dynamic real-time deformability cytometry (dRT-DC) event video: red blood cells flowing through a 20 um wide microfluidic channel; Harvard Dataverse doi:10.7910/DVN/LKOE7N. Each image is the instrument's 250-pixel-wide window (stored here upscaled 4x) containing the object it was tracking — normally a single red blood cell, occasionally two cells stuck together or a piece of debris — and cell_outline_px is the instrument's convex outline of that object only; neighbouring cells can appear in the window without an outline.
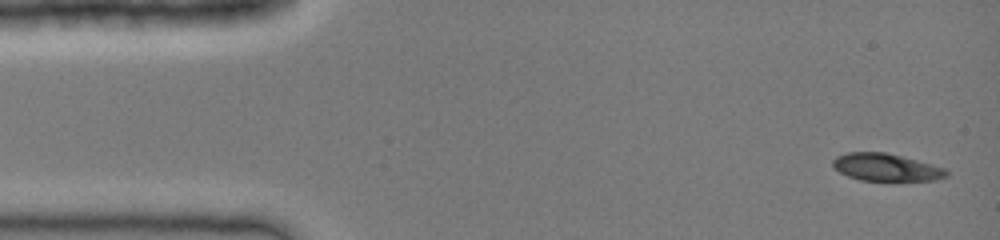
{"species": "common noctule bat (a hibernating species)", "species_latin": "Nyctalus noctula", "temperature_condition": "cold", "stored_images_in_passage": 40, "camera_frame_rate_fps": 3000, "um_per_image_px": 0.085, "animal": {"sex": "female", "body_mass_g": 19.0, "forearm_length_mm": 51.5}, "frame": {"image": 1, "passage_image": 1, "time_ms": 0.0, "image_size_px": [1000, 240], "cell_outline_px": [[948, 176], [936, 180], [860, 180], [848, 176], [832, 168], [832, 160], [836, 156], [848, 152], [884, 152], [948, 168]], "centroid_in_image_um": [75.31, 14.22], "position_along_channel_um": 9.7, "area_um2": 18.15}}
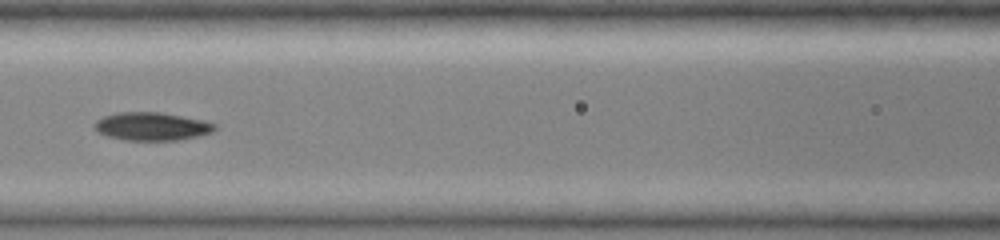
{"frame": {"image": 2, "passage_image": 17, "time_ms": 5.333, "image_size_px": [1000, 240], "cell_outline_px": [[216, 128], [212, 132], [200, 136], [180, 140], [124, 140], [108, 136], [96, 132], [92, 128], [92, 124], [96, 120], [104, 116], [116, 112], [160, 112], [204, 120], [216, 124]], "centroid_in_image_um": [12.87, 10.74], "position_along_channel_um": 153.7, "area_um2": 20.0}}
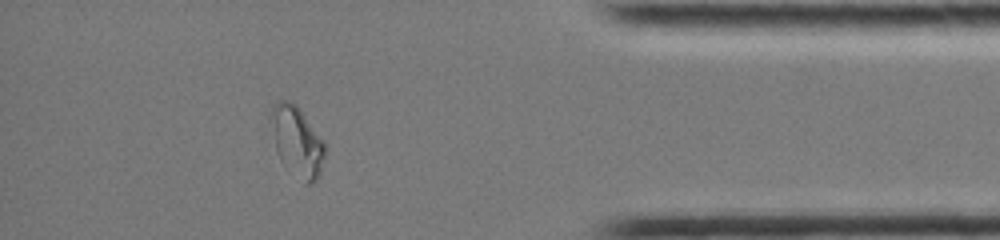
{"frame": {"image": 3, "passage_image": 35, "time_ms": 11.333, "image_size_px": [1000, 240], "cell_outline_px": [[324, 156], [320, 176], [312, 184], [304, 184], [280, 160], [276, 148], [268, 120], [272, 104], [276, 100], [288, 100], [296, 104], [300, 108], [324, 140]], "centroid_in_image_um": [25.22, 11.98], "position_along_channel_um": 410.0, "area_um2": 22.54}}